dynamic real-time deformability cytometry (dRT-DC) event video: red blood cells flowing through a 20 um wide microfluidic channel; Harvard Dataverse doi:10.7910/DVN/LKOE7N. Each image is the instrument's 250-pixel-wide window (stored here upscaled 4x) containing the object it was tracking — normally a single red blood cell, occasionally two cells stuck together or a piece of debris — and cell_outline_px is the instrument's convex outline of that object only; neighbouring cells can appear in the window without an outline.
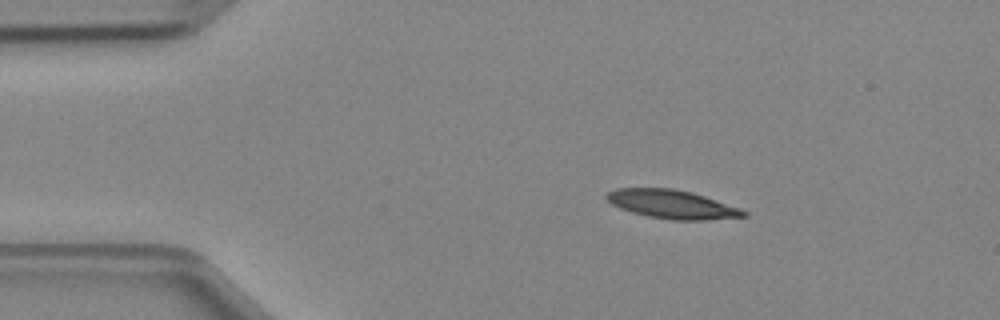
{"species": "Egyptian fruit bat (a non-hibernating species)", "species_latin": "Rousettus aegyptiacus", "temperature_condition": "cold", "stored_images_in_passage": 4, "camera_frame_rate_fps": 3000, "um_per_image_px": 0.085, "animal": {"sex": "female"}, "frame": {"image": 1, "passage_image": 2, "time_ms": 0.333, "image_size_px": [1000, 320], "cell_outline_px": [[748, 216], [708, 220], [672, 220], [648, 216], [632, 212], [620, 208], [612, 204], [604, 196], [608, 192], [616, 188], [672, 188], [692, 192], [740, 208], [748, 212]], "centroid_in_image_um": [57.13, 17.36], "position_along_channel_um": 27.9, "area_um2": 22.83}}
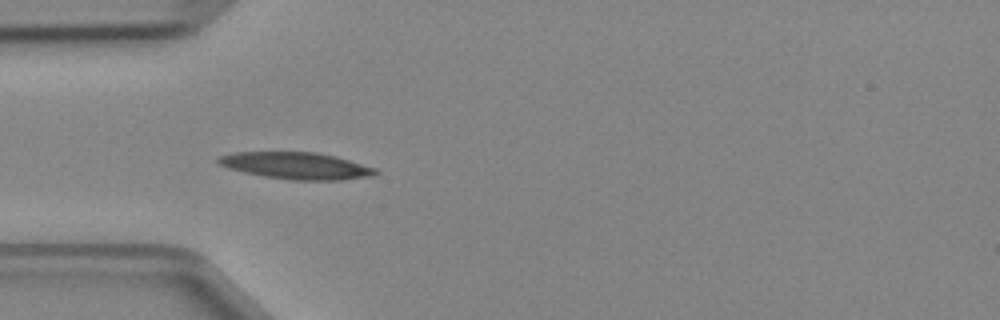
{"frame": {"image": 2, "passage_image": 3, "time_ms": 0.667, "image_size_px": [1000, 320], "cell_outline_px": [[380, 172], [372, 176], [340, 180], [292, 180], [264, 176], [244, 172], [228, 168], [216, 164], [216, 156], [236, 152], [316, 152], [336, 156], [376, 168]], "centroid_in_image_um": [25.16, 14.08], "position_along_channel_um": 59.8, "area_um2": 24.74}}